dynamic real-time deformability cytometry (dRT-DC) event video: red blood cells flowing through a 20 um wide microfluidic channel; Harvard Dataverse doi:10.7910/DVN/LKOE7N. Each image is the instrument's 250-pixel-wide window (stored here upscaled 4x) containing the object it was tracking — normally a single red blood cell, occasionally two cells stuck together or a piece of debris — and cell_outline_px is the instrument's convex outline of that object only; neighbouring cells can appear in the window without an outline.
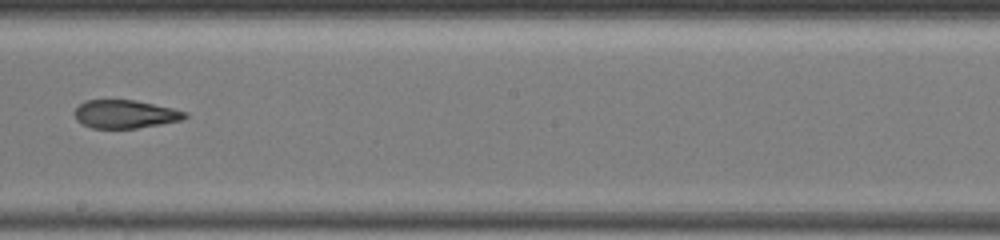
{"species": "common noctule bat (a hibernating species)", "species_latin": "Nyctalus noctula", "temperature_condition": "warm", "stored_images_in_passage": 36, "camera_frame_rate_fps": 3000, "um_per_image_px": 0.085, "animal": {"sex": "female", "body_mass_g": 19.5, "forearm_length_mm": 54.1}, "frame": {"image": 1, "passage_image": 21, "time_ms": 7.0, "image_size_px": [1000, 240], "cell_outline_px": [[188, 116], [180, 120], [160, 124], [136, 128], [92, 128], [76, 120], [76, 108], [80, 104], [88, 100], [132, 100], [172, 108], [188, 112]], "centroid_in_image_um": [10.65, 9.7], "position_along_channel_um": 237.6, "area_um2": 17.8}, "authors_computed_cell_mechanics": {"area_um2": 19.7965, "velocity_mm_per_s": 3.5348, "shape_relaxation_time_tau1_ms": null, "shape_relaxation_time_tau2_ms": 2.3597, "deformation_change_tau1": null, "deformation_change_tau2": 0.0979}}